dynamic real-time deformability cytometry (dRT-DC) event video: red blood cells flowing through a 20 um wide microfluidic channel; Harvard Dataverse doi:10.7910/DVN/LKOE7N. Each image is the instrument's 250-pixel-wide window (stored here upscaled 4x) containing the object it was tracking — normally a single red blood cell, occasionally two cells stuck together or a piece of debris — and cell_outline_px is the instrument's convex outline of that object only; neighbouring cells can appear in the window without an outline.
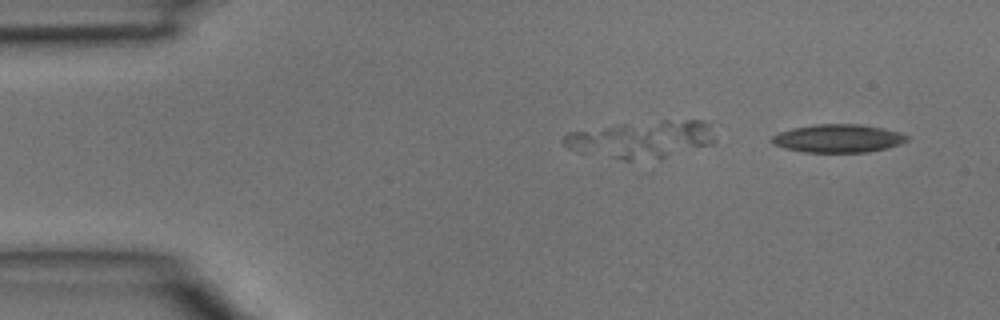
{"species": "common noctule bat (a hibernating species)", "species_latin": "Nyctalus noctula", "temperature_condition": "room temperature", "stored_images_in_passage": 5, "camera_frame_rate_fps": 3000, "um_per_image_px": 0.085, "animal": {"sex": "male", "body_mass_g": 15.6}, "frame": {"image": 1, "passage_image": 1, "time_ms": 0.0, "image_size_px": [1000, 320], "cell_outline_px": [[908, 140], [900, 144], [868, 152], [804, 152], [772, 144], [772, 136], [780, 132], [792, 128], [816, 124], [860, 124], [884, 128], [900, 132], [908, 136]], "centroid_in_image_um": [71.26, 11.75], "position_along_channel_um": 13.7, "area_um2": 22.02}}
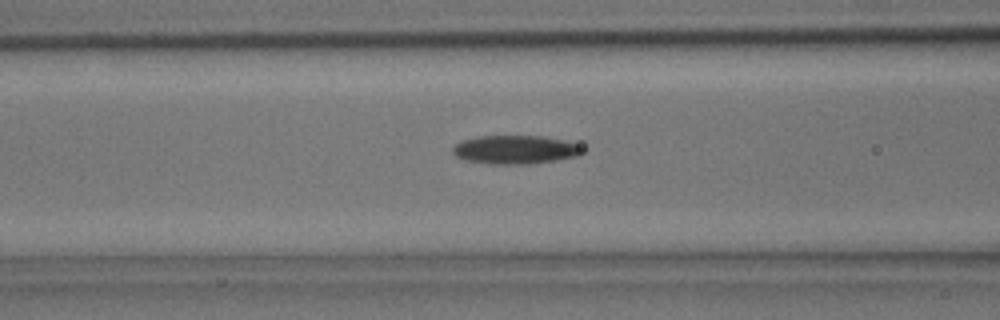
{"frame": {"image": 2, "passage_image": 5, "time_ms": 1.333, "image_size_px": [1000, 320], "cell_outline_px": [[584, 152], [576, 156], [556, 160], [528, 164], [492, 164], [464, 160], [456, 156], [452, 152], [452, 148], [460, 140], [476, 136], [544, 136], [564, 140], [576, 144], [584, 148]], "centroid_in_image_um": [43.77, 12.71], "position_along_channel_um": 122.8, "area_um2": 21.73}}